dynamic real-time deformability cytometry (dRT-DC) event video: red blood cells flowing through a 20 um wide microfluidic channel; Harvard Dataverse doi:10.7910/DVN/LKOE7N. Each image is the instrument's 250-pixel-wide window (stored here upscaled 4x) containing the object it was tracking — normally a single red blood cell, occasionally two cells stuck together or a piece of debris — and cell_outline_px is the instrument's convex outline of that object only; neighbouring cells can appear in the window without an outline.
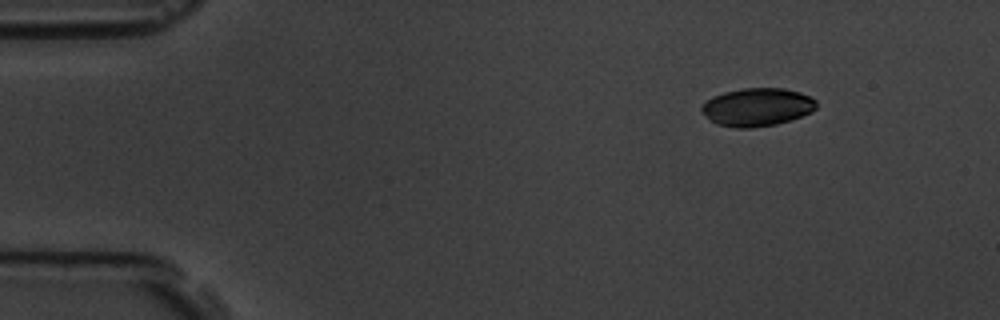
{"species": "common noctule bat (a hibernating species)", "species_latin": "Nyctalus noctula", "temperature_condition": "room temperature", "stored_images_in_passage": 51, "camera_frame_rate_fps": 3000, "um_per_image_px": 0.085, "animal": {"sex": "male", "body_mass_g": 19.5, "forearm_length_mm": 54.6}, "frame": {"image": 1, "passage_image": 1, "time_ms": 0.0, "image_size_px": [1000, 320], "cell_outline_px": [[816, 108], [812, 112], [776, 124], [752, 128], [736, 128], [716, 124], [700, 108], [700, 104], [724, 92], [744, 88], [784, 88], [800, 92], [816, 100]], "centroid_in_image_um": [64.37, 9.1], "position_along_channel_um": 20.6, "area_um2": 25.2}}
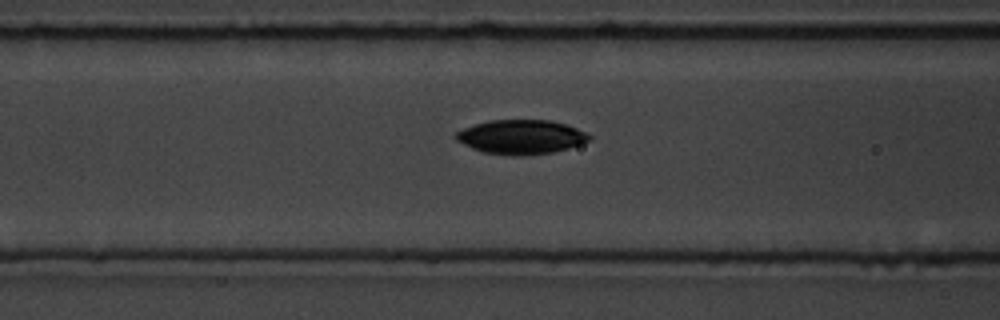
{"frame": {"image": 2, "passage_image": 17, "time_ms": 5.333, "image_size_px": [1000, 320], "cell_outline_px": [[592, 136], [588, 140], [580, 144], [568, 148], [552, 152], [524, 156], [512, 156], [484, 152], [472, 148], [456, 140], [456, 132], [464, 128], [488, 120], [552, 120], [576, 128]], "centroid_in_image_um": [44.28, 11.64], "position_along_channel_um": 122.3, "area_um2": 26.41}}
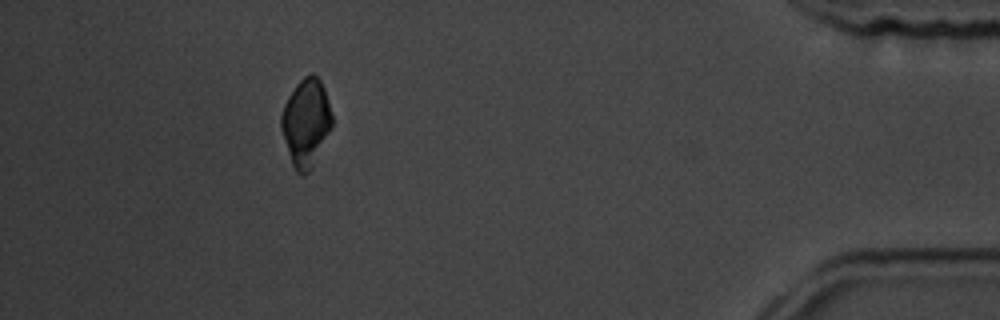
{"frame": {"image": 3, "passage_image": 46, "time_ms": 15.0, "image_size_px": [1000, 320], "cell_outline_px": [[332, 128], [312, 168], [304, 176], [296, 172], [292, 164], [280, 128], [280, 116], [284, 104], [288, 96], [296, 84], [304, 76], [312, 72], [320, 80], [324, 88], [328, 100], [332, 116]], "centroid_in_image_um": [26.0, 10.42], "position_along_channel_um": 409.2, "area_um2": 26.07}, "authors_computed_cell_mechanics": {"area_um2": 26.0678, "velocity_mm_per_s": 3.5426, "shape_relaxation_time_tau1_ms": 2.5221, "shape_relaxation_time_tau2_ms": null, "deformation_change_tau1": 0.0933, "deformation_change_tau2": null}}